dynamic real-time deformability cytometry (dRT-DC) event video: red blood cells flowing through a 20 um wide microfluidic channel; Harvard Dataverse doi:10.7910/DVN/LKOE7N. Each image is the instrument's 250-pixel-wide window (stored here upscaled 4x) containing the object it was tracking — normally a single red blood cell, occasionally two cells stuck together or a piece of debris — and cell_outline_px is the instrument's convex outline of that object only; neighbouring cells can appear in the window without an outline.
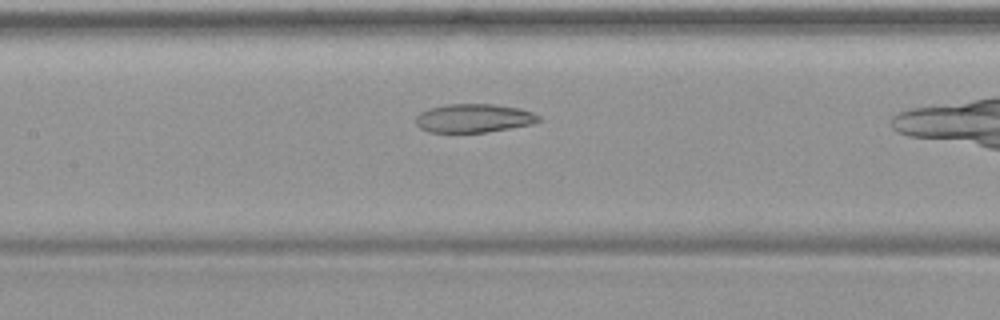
{"species": "common noctule bat (a hibernating species)", "species_latin": "Nyctalus noctula", "temperature_condition": "warm", "stored_images_in_passage": 29, "camera_frame_rate_fps": 3000, "um_per_image_px": 0.085, "animal": {"sex": "female", "body_mass_g": 19.9}, "frame": {"image": 1, "passage_image": 13, "time_ms": 4.0, "image_size_px": [1000, 320], "cell_outline_px": [[540, 120], [532, 124], [488, 132], [428, 132], [420, 128], [416, 124], [416, 116], [420, 112], [428, 108], [448, 104], [492, 104], [520, 108], [532, 112], [540, 116]], "centroid_in_image_um": [40.26, 10.04], "position_along_channel_um": 167.1, "area_um2": 20.52}}
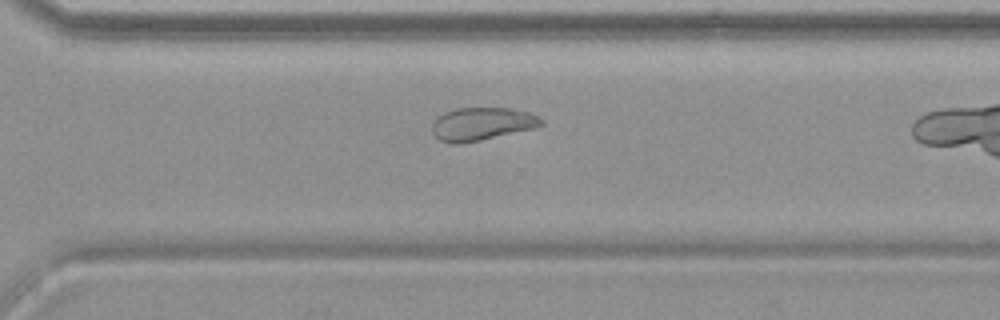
{"frame": {"image": 2, "passage_image": 25, "time_ms": 8.0, "image_size_px": [1000, 320], "cell_outline_px": [[544, 124], [536, 128], [480, 140], [460, 144], [452, 144], [440, 140], [432, 132], [432, 124], [444, 112], [456, 108], [512, 108], [528, 112], [544, 120]], "centroid_in_image_um": [40.98, 10.53], "position_along_channel_um": 329.6, "area_um2": 20.92}}